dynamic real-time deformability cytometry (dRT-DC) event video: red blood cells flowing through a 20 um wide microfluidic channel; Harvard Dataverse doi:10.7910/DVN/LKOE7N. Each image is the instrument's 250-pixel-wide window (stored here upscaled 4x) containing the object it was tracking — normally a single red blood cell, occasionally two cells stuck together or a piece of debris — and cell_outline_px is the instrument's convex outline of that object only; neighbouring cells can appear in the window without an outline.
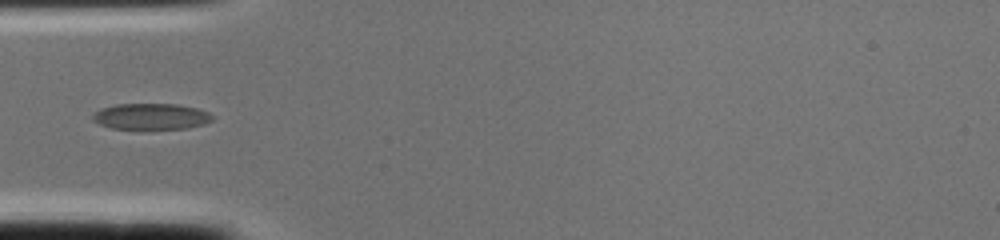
{"species": "common noctule bat (a hibernating species)", "species_latin": "Nyctalus noctula", "temperature_condition": "cold", "stored_images_in_passage": 2, "camera_frame_rate_fps": 3000, "um_per_image_px": 0.085, "animal": {"sex": "female", "body_mass_g": 22.0, "forearm_length_mm": 56.7}, "frame": {"image": 1, "passage_image": 2, "time_ms": 0.333, "image_size_px": [1000, 240], "cell_outline_px": [[216, 116], [212, 120], [204, 124], [188, 128], [112, 128], [100, 124], [92, 120], [92, 112], [100, 108], [116, 104], [176, 104], [196, 108], [208, 112]], "centroid_in_image_um": [12.83, 9.88], "position_along_channel_um": 72.2, "area_um2": 18.15}}